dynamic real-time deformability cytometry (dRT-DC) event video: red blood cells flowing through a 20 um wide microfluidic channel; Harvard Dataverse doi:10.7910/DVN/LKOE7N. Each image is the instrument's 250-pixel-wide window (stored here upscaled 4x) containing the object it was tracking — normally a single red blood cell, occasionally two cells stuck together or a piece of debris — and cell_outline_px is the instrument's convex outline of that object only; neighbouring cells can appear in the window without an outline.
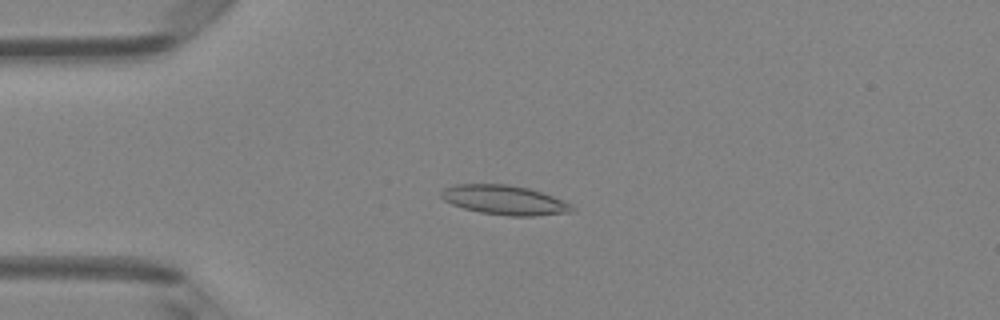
{"species": "Egyptian fruit bat (a non-hibernating species)", "species_latin": "Rousettus aegyptiacus", "temperature_condition": "room temperature", "stored_images_in_passage": 4, "camera_frame_rate_fps": 3000, "um_per_image_px": 0.085, "animal": {"sex": "female"}, "frame": {"image": 1, "passage_image": 3, "time_ms": 2.333, "image_size_px": [1000, 320], "cell_outline_px": [[576, 208], [572, 212], [536, 216], [508, 216], [480, 212], [464, 208], [452, 204], [444, 200], [440, 196], [440, 192], [444, 188], [456, 184], [508, 184], [528, 188], [552, 196], [572, 204]], "centroid_in_image_um": [42.89, 17.01], "position_along_channel_um": 42.1, "area_um2": 22.48}}